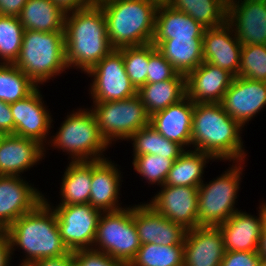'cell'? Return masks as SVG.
Instances as JSON below:
<instances>
[{
  "instance_id": "cell-20",
  "label": "cell",
  "mask_w": 266,
  "mask_h": 266,
  "mask_svg": "<svg viewBox=\"0 0 266 266\" xmlns=\"http://www.w3.org/2000/svg\"><path fill=\"white\" fill-rule=\"evenodd\" d=\"M225 252L218 227L200 226L186 231L183 266H220Z\"/></svg>"
},
{
  "instance_id": "cell-51",
  "label": "cell",
  "mask_w": 266,
  "mask_h": 266,
  "mask_svg": "<svg viewBox=\"0 0 266 266\" xmlns=\"http://www.w3.org/2000/svg\"><path fill=\"white\" fill-rule=\"evenodd\" d=\"M263 207L265 208V211H266V202L265 203H262Z\"/></svg>"
},
{
  "instance_id": "cell-41",
  "label": "cell",
  "mask_w": 266,
  "mask_h": 266,
  "mask_svg": "<svg viewBox=\"0 0 266 266\" xmlns=\"http://www.w3.org/2000/svg\"><path fill=\"white\" fill-rule=\"evenodd\" d=\"M260 260L257 251H226L220 266H257Z\"/></svg>"
},
{
  "instance_id": "cell-3",
  "label": "cell",
  "mask_w": 266,
  "mask_h": 266,
  "mask_svg": "<svg viewBox=\"0 0 266 266\" xmlns=\"http://www.w3.org/2000/svg\"><path fill=\"white\" fill-rule=\"evenodd\" d=\"M49 202L44 198L33 211L23 214L5 230L12 256L17 248L25 253L19 266H28L36 260L59 257L70 252L62 241L56 213Z\"/></svg>"
},
{
  "instance_id": "cell-27",
  "label": "cell",
  "mask_w": 266,
  "mask_h": 266,
  "mask_svg": "<svg viewBox=\"0 0 266 266\" xmlns=\"http://www.w3.org/2000/svg\"><path fill=\"white\" fill-rule=\"evenodd\" d=\"M66 14L51 0H27L18 18L24 30L64 32Z\"/></svg>"
},
{
  "instance_id": "cell-19",
  "label": "cell",
  "mask_w": 266,
  "mask_h": 266,
  "mask_svg": "<svg viewBox=\"0 0 266 266\" xmlns=\"http://www.w3.org/2000/svg\"><path fill=\"white\" fill-rule=\"evenodd\" d=\"M234 77L228 70L204 61L185 76L186 96L193 103H221Z\"/></svg>"
},
{
  "instance_id": "cell-31",
  "label": "cell",
  "mask_w": 266,
  "mask_h": 266,
  "mask_svg": "<svg viewBox=\"0 0 266 266\" xmlns=\"http://www.w3.org/2000/svg\"><path fill=\"white\" fill-rule=\"evenodd\" d=\"M166 4L191 16L206 29L227 21L228 0H169Z\"/></svg>"
},
{
  "instance_id": "cell-26",
  "label": "cell",
  "mask_w": 266,
  "mask_h": 266,
  "mask_svg": "<svg viewBox=\"0 0 266 266\" xmlns=\"http://www.w3.org/2000/svg\"><path fill=\"white\" fill-rule=\"evenodd\" d=\"M152 44L178 73L185 76L204 62L202 39L152 40Z\"/></svg>"
},
{
  "instance_id": "cell-5",
  "label": "cell",
  "mask_w": 266,
  "mask_h": 266,
  "mask_svg": "<svg viewBox=\"0 0 266 266\" xmlns=\"http://www.w3.org/2000/svg\"><path fill=\"white\" fill-rule=\"evenodd\" d=\"M15 65L38 86L66 72L65 33L24 30Z\"/></svg>"
},
{
  "instance_id": "cell-24",
  "label": "cell",
  "mask_w": 266,
  "mask_h": 266,
  "mask_svg": "<svg viewBox=\"0 0 266 266\" xmlns=\"http://www.w3.org/2000/svg\"><path fill=\"white\" fill-rule=\"evenodd\" d=\"M194 107L195 103L185 96L178 103L150 116V124L168 140L191 149Z\"/></svg>"
},
{
  "instance_id": "cell-37",
  "label": "cell",
  "mask_w": 266,
  "mask_h": 266,
  "mask_svg": "<svg viewBox=\"0 0 266 266\" xmlns=\"http://www.w3.org/2000/svg\"><path fill=\"white\" fill-rule=\"evenodd\" d=\"M173 160L159 155L144 154L133 157V167L148 184H165L168 172L172 167Z\"/></svg>"
},
{
  "instance_id": "cell-39",
  "label": "cell",
  "mask_w": 266,
  "mask_h": 266,
  "mask_svg": "<svg viewBox=\"0 0 266 266\" xmlns=\"http://www.w3.org/2000/svg\"><path fill=\"white\" fill-rule=\"evenodd\" d=\"M178 72L173 68L157 48L149 43V65L147 83H157L172 79Z\"/></svg>"
},
{
  "instance_id": "cell-46",
  "label": "cell",
  "mask_w": 266,
  "mask_h": 266,
  "mask_svg": "<svg viewBox=\"0 0 266 266\" xmlns=\"http://www.w3.org/2000/svg\"><path fill=\"white\" fill-rule=\"evenodd\" d=\"M12 251L6 231L0 233V266H10Z\"/></svg>"
},
{
  "instance_id": "cell-49",
  "label": "cell",
  "mask_w": 266,
  "mask_h": 266,
  "mask_svg": "<svg viewBox=\"0 0 266 266\" xmlns=\"http://www.w3.org/2000/svg\"><path fill=\"white\" fill-rule=\"evenodd\" d=\"M156 1L158 4H166L169 0H154Z\"/></svg>"
},
{
  "instance_id": "cell-48",
  "label": "cell",
  "mask_w": 266,
  "mask_h": 266,
  "mask_svg": "<svg viewBox=\"0 0 266 266\" xmlns=\"http://www.w3.org/2000/svg\"><path fill=\"white\" fill-rule=\"evenodd\" d=\"M115 0H93V4L97 5V6H101L103 4H107L109 2H112Z\"/></svg>"
},
{
  "instance_id": "cell-34",
  "label": "cell",
  "mask_w": 266,
  "mask_h": 266,
  "mask_svg": "<svg viewBox=\"0 0 266 266\" xmlns=\"http://www.w3.org/2000/svg\"><path fill=\"white\" fill-rule=\"evenodd\" d=\"M184 245L142 244L129 266H183Z\"/></svg>"
},
{
  "instance_id": "cell-40",
  "label": "cell",
  "mask_w": 266,
  "mask_h": 266,
  "mask_svg": "<svg viewBox=\"0 0 266 266\" xmlns=\"http://www.w3.org/2000/svg\"><path fill=\"white\" fill-rule=\"evenodd\" d=\"M74 266H129L128 263L114 259L94 249L72 251Z\"/></svg>"
},
{
  "instance_id": "cell-22",
  "label": "cell",
  "mask_w": 266,
  "mask_h": 266,
  "mask_svg": "<svg viewBox=\"0 0 266 266\" xmlns=\"http://www.w3.org/2000/svg\"><path fill=\"white\" fill-rule=\"evenodd\" d=\"M46 149L33 139L14 134L2 135L0 139V175L22 176L24 171L30 170L45 158Z\"/></svg>"
},
{
  "instance_id": "cell-7",
  "label": "cell",
  "mask_w": 266,
  "mask_h": 266,
  "mask_svg": "<svg viewBox=\"0 0 266 266\" xmlns=\"http://www.w3.org/2000/svg\"><path fill=\"white\" fill-rule=\"evenodd\" d=\"M233 163L219 177L209 181L208 184L203 181L198 187L199 226L217 227L239 211L235 207V202L245 163L242 161Z\"/></svg>"
},
{
  "instance_id": "cell-23",
  "label": "cell",
  "mask_w": 266,
  "mask_h": 266,
  "mask_svg": "<svg viewBox=\"0 0 266 266\" xmlns=\"http://www.w3.org/2000/svg\"><path fill=\"white\" fill-rule=\"evenodd\" d=\"M112 160L92 161V183L89 204L101 212L123 209L119 202L121 172ZM119 197V198H118Z\"/></svg>"
},
{
  "instance_id": "cell-47",
  "label": "cell",
  "mask_w": 266,
  "mask_h": 266,
  "mask_svg": "<svg viewBox=\"0 0 266 266\" xmlns=\"http://www.w3.org/2000/svg\"><path fill=\"white\" fill-rule=\"evenodd\" d=\"M257 252L261 261L266 262V224L263 226L258 242Z\"/></svg>"
},
{
  "instance_id": "cell-16",
  "label": "cell",
  "mask_w": 266,
  "mask_h": 266,
  "mask_svg": "<svg viewBox=\"0 0 266 266\" xmlns=\"http://www.w3.org/2000/svg\"><path fill=\"white\" fill-rule=\"evenodd\" d=\"M221 105L230 117L244 127L266 106V82L234 77Z\"/></svg>"
},
{
  "instance_id": "cell-10",
  "label": "cell",
  "mask_w": 266,
  "mask_h": 266,
  "mask_svg": "<svg viewBox=\"0 0 266 266\" xmlns=\"http://www.w3.org/2000/svg\"><path fill=\"white\" fill-rule=\"evenodd\" d=\"M86 74L93 81L89 88L93 102L119 101L137 94L125 71L123 55L118 49H113Z\"/></svg>"
},
{
  "instance_id": "cell-1",
  "label": "cell",
  "mask_w": 266,
  "mask_h": 266,
  "mask_svg": "<svg viewBox=\"0 0 266 266\" xmlns=\"http://www.w3.org/2000/svg\"><path fill=\"white\" fill-rule=\"evenodd\" d=\"M242 126L223 109L221 103H195L191 146L215 160L243 162L246 151Z\"/></svg>"
},
{
  "instance_id": "cell-21",
  "label": "cell",
  "mask_w": 266,
  "mask_h": 266,
  "mask_svg": "<svg viewBox=\"0 0 266 266\" xmlns=\"http://www.w3.org/2000/svg\"><path fill=\"white\" fill-rule=\"evenodd\" d=\"M258 216L246 211H236L227 221L217 227L222 233L225 251H257L266 211L262 203Z\"/></svg>"
},
{
  "instance_id": "cell-30",
  "label": "cell",
  "mask_w": 266,
  "mask_h": 266,
  "mask_svg": "<svg viewBox=\"0 0 266 266\" xmlns=\"http://www.w3.org/2000/svg\"><path fill=\"white\" fill-rule=\"evenodd\" d=\"M215 159L204 152L189 149L174 160L164 185L199 187L203 182L204 168Z\"/></svg>"
},
{
  "instance_id": "cell-43",
  "label": "cell",
  "mask_w": 266,
  "mask_h": 266,
  "mask_svg": "<svg viewBox=\"0 0 266 266\" xmlns=\"http://www.w3.org/2000/svg\"><path fill=\"white\" fill-rule=\"evenodd\" d=\"M28 266H74L72 251L59 257L36 260Z\"/></svg>"
},
{
  "instance_id": "cell-44",
  "label": "cell",
  "mask_w": 266,
  "mask_h": 266,
  "mask_svg": "<svg viewBox=\"0 0 266 266\" xmlns=\"http://www.w3.org/2000/svg\"><path fill=\"white\" fill-rule=\"evenodd\" d=\"M27 0H0V15L18 17Z\"/></svg>"
},
{
  "instance_id": "cell-25",
  "label": "cell",
  "mask_w": 266,
  "mask_h": 266,
  "mask_svg": "<svg viewBox=\"0 0 266 266\" xmlns=\"http://www.w3.org/2000/svg\"><path fill=\"white\" fill-rule=\"evenodd\" d=\"M205 29L186 13L167 4H159L155 14L153 40L202 39Z\"/></svg>"
},
{
  "instance_id": "cell-32",
  "label": "cell",
  "mask_w": 266,
  "mask_h": 266,
  "mask_svg": "<svg viewBox=\"0 0 266 266\" xmlns=\"http://www.w3.org/2000/svg\"><path fill=\"white\" fill-rule=\"evenodd\" d=\"M133 141V156L144 154L159 155L176 160L186 149L178 143L168 140L151 124L139 129L128 141Z\"/></svg>"
},
{
  "instance_id": "cell-8",
  "label": "cell",
  "mask_w": 266,
  "mask_h": 266,
  "mask_svg": "<svg viewBox=\"0 0 266 266\" xmlns=\"http://www.w3.org/2000/svg\"><path fill=\"white\" fill-rule=\"evenodd\" d=\"M141 245L134 224L133 206L101 213L92 249L130 264Z\"/></svg>"
},
{
  "instance_id": "cell-2",
  "label": "cell",
  "mask_w": 266,
  "mask_h": 266,
  "mask_svg": "<svg viewBox=\"0 0 266 266\" xmlns=\"http://www.w3.org/2000/svg\"><path fill=\"white\" fill-rule=\"evenodd\" d=\"M65 62L87 73L114 48L110 45L104 11L92 4L66 14Z\"/></svg>"
},
{
  "instance_id": "cell-15",
  "label": "cell",
  "mask_w": 266,
  "mask_h": 266,
  "mask_svg": "<svg viewBox=\"0 0 266 266\" xmlns=\"http://www.w3.org/2000/svg\"><path fill=\"white\" fill-rule=\"evenodd\" d=\"M227 22L242 45H266V0H228Z\"/></svg>"
},
{
  "instance_id": "cell-17",
  "label": "cell",
  "mask_w": 266,
  "mask_h": 266,
  "mask_svg": "<svg viewBox=\"0 0 266 266\" xmlns=\"http://www.w3.org/2000/svg\"><path fill=\"white\" fill-rule=\"evenodd\" d=\"M133 218L141 244L184 245L187 230L158 214L146 202L133 205Z\"/></svg>"
},
{
  "instance_id": "cell-4",
  "label": "cell",
  "mask_w": 266,
  "mask_h": 266,
  "mask_svg": "<svg viewBox=\"0 0 266 266\" xmlns=\"http://www.w3.org/2000/svg\"><path fill=\"white\" fill-rule=\"evenodd\" d=\"M158 5L154 0H115L101 5L110 45L118 49L152 43Z\"/></svg>"
},
{
  "instance_id": "cell-36",
  "label": "cell",
  "mask_w": 266,
  "mask_h": 266,
  "mask_svg": "<svg viewBox=\"0 0 266 266\" xmlns=\"http://www.w3.org/2000/svg\"><path fill=\"white\" fill-rule=\"evenodd\" d=\"M123 55L125 71L131 84L138 90L147 83L149 44L118 48Z\"/></svg>"
},
{
  "instance_id": "cell-42",
  "label": "cell",
  "mask_w": 266,
  "mask_h": 266,
  "mask_svg": "<svg viewBox=\"0 0 266 266\" xmlns=\"http://www.w3.org/2000/svg\"><path fill=\"white\" fill-rule=\"evenodd\" d=\"M0 134H14V119L10 104L0 100Z\"/></svg>"
},
{
  "instance_id": "cell-9",
  "label": "cell",
  "mask_w": 266,
  "mask_h": 266,
  "mask_svg": "<svg viewBox=\"0 0 266 266\" xmlns=\"http://www.w3.org/2000/svg\"><path fill=\"white\" fill-rule=\"evenodd\" d=\"M93 104L91 110L109 146L120 139L128 141L135 132L150 124V116L137 94L124 100Z\"/></svg>"
},
{
  "instance_id": "cell-28",
  "label": "cell",
  "mask_w": 266,
  "mask_h": 266,
  "mask_svg": "<svg viewBox=\"0 0 266 266\" xmlns=\"http://www.w3.org/2000/svg\"><path fill=\"white\" fill-rule=\"evenodd\" d=\"M149 116L178 103L186 96L185 75L177 73L172 79L146 83L137 90Z\"/></svg>"
},
{
  "instance_id": "cell-33",
  "label": "cell",
  "mask_w": 266,
  "mask_h": 266,
  "mask_svg": "<svg viewBox=\"0 0 266 266\" xmlns=\"http://www.w3.org/2000/svg\"><path fill=\"white\" fill-rule=\"evenodd\" d=\"M38 85L15 64H0V100L14 103L30 95Z\"/></svg>"
},
{
  "instance_id": "cell-6",
  "label": "cell",
  "mask_w": 266,
  "mask_h": 266,
  "mask_svg": "<svg viewBox=\"0 0 266 266\" xmlns=\"http://www.w3.org/2000/svg\"><path fill=\"white\" fill-rule=\"evenodd\" d=\"M49 137L47 145L67 152L71 162L106 159L103 154L110 147L99 131L91 108H79L69 113L58 132Z\"/></svg>"
},
{
  "instance_id": "cell-45",
  "label": "cell",
  "mask_w": 266,
  "mask_h": 266,
  "mask_svg": "<svg viewBox=\"0 0 266 266\" xmlns=\"http://www.w3.org/2000/svg\"><path fill=\"white\" fill-rule=\"evenodd\" d=\"M65 13L88 7L93 4V0H51Z\"/></svg>"
},
{
  "instance_id": "cell-11",
  "label": "cell",
  "mask_w": 266,
  "mask_h": 266,
  "mask_svg": "<svg viewBox=\"0 0 266 266\" xmlns=\"http://www.w3.org/2000/svg\"><path fill=\"white\" fill-rule=\"evenodd\" d=\"M50 206L56 213L60 236L68 250L92 249L102 212L89 203Z\"/></svg>"
},
{
  "instance_id": "cell-29",
  "label": "cell",
  "mask_w": 266,
  "mask_h": 266,
  "mask_svg": "<svg viewBox=\"0 0 266 266\" xmlns=\"http://www.w3.org/2000/svg\"><path fill=\"white\" fill-rule=\"evenodd\" d=\"M63 174L58 205L89 203L92 183V161L68 162Z\"/></svg>"
},
{
  "instance_id": "cell-18",
  "label": "cell",
  "mask_w": 266,
  "mask_h": 266,
  "mask_svg": "<svg viewBox=\"0 0 266 266\" xmlns=\"http://www.w3.org/2000/svg\"><path fill=\"white\" fill-rule=\"evenodd\" d=\"M202 43L203 61L228 70L235 77L239 75L242 44L227 21L221 26L205 29Z\"/></svg>"
},
{
  "instance_id": "cell-50",
  "label": "cell",
  "mask_w": 266,
  "mask_h": 266,
  "mask_svg": "<svg viewBox=\"0 0 266 266\" xmlns=\"http://www.w3.org/2000/svg\"><path fill=\"white\" fill-rule=\"evenodd\" d=\"M257 266H266V262L260 260Z\"/></svg>"
},
{
  "instance_id": "cell-38",
  "label": "cell",
  "mask_w": 266,
  "mask_h": 266,
  "mask_svg": "<svg viewBox=\"0 0 266 266\" xmlns=\"http://www.w3.org/2000/svg\"><path fill=\"white\" fill-rule=\"evenodd\" d=\"M238 76L266 82V45H242Z\"/></svg>"
},
{
  "instance_id": "cell-12",
  "label": "cell",
  "mask_w": 266,
  "mask_h": 266,
  "mask_svg": "<svg viewBox=\"0 0 266 266\" xmlns=\"http://www.w3.org/2000/svg\"><path fill=\"white\" fill-rule=\"evenodd\" d=\"M46 107L48 106L44 104L39 86L27 97L11 103L14 135L33 139L44 147L47 146L53 118Z\"/></svg>"
},
{
  "instance_id": "cell-14",
  "label": "cell",
  "mask_w": 266,
  "mask_h": 266,
  "mask_svg": "<svg viewBox=\"0 0 266 266\" xmlns=\"http://www.w3.org/2000/svg\"><path fill=\"white\" fill-rule=\"evenodd\" d=\"M33 186L21 176L0 175V227L3 230L44 200V194Z\"/></svg>"
},
{
  "instance_id": "cell-35",
  "label": "cell",
  "mask_w": 266,
  "mask_h": 266,
  "mask_svg": "<svg viewBox=\"0 0 266 266\" xmlns=\"http://www.w3.org/2000/svg\"><path fill=\"white\" fill-rule=\"evenodd\" d=\"M23 33L24 28L18 17L0 15V64H15Z\"/></svg>"
},
{
  "instance_id": "cell-13",
  "label": "cell",
  "mask_w": 266,
  "mask_h": 266,
  "mask_svg": "<svg viewBox=\"0 0 266 266\" xmlns=\"http://www.w3.org/2000/svg\"><path fill=\"white\" fill-rule=\"evenodd\" d=\"M160 188L161 190L147 202L148 205L186 230L200 227L197 187L162 185Z\"/></svg>"
}]
</instances>
